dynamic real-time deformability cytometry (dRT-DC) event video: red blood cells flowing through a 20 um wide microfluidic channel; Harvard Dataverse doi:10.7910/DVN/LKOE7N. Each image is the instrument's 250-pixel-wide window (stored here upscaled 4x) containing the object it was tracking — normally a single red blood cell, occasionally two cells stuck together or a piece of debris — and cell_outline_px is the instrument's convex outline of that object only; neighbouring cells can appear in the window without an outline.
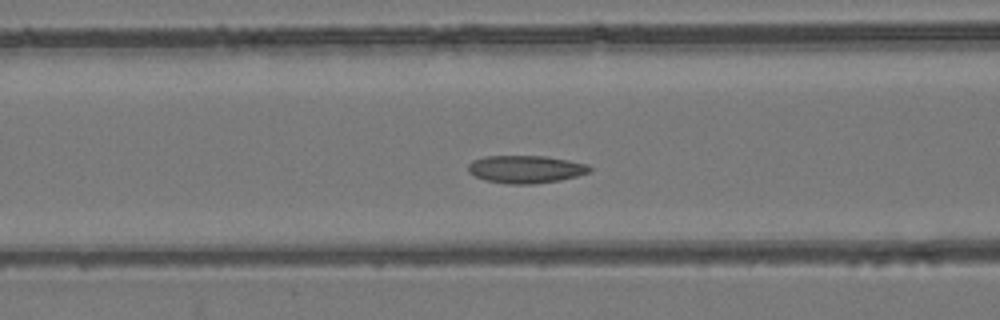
{"species": "common noctule bat (a hibernating species)", "species_latin": "Nyctalus noctula", "temperature_condition": "room temperature", "stored_images_in_passage": 43, "camera_frame_rate_fps": 3000, "um_per_image_px": 0.085, "animal": {"sex": "female", "body_mass_g": 24.6, "forearm_length_mm": 56.2}, "frame": {"image": 1, "passage_image": 20, "time_ms": 6.333, "image_size_px": [1000, 320], "cell_outline_px": [[592, 172], [560, 180], [532, 184], [508, 184], [484, 180], [468, 172], [468, 164], [472, 160], [484, 156], [544, 156], [568, 160], [588, 164], [592, 168]], "centroid_in_image_um": [44.69, 14.38], "position_along_channel_um": 121.9, "area_um2": 19.71}}
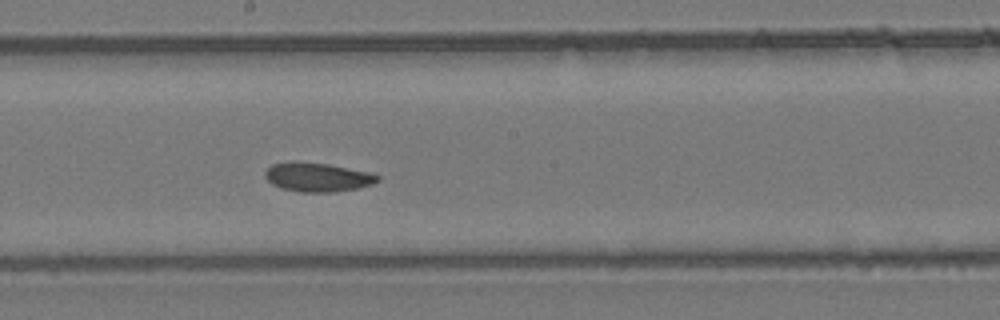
{"frame": {"image": 2, "passage_image": 28, "time_ms": 9.0, "image_size_px": [1000, 320], "cell_outline_px": [[380, 180], [372, 184], [356, 188], [332, 192], [296, 192], [280, 188], [272, 184], [264, 176], [264, 172], [272, 164], [328, 164], [368, 172], [380, 176]], "centroid_in_image_um": [27.01, 15.1], "position_along_channel_um": 221.2, "area_um2": 18.32}}
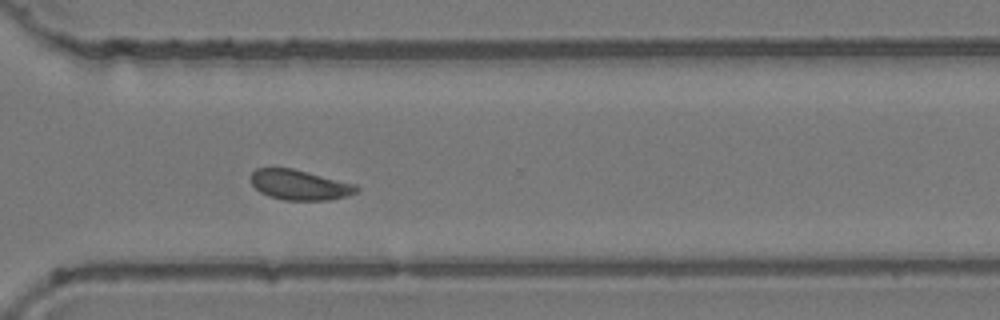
{"frame": {"image": 3, "passage_image": 38, "time_ms": 12.333, "image_size_px": [1000, 320], "cell_outline_px": [[360, 188], [356, 192], [348, 196], [328, 200], [284, 200], [268, 196], [260, 192], [252, 184], [252, 172], [256, 168], [292, 168], [356, 184]], "centroid_in_image_um": [25.49, 15.72], "position_along_channel_um": 345.1, "area_um2": 18.5}, "authors_computed_cell_mechanics": {"area_um2": 19.363, "velocity_mm_per_s": 3.7184, "shape_relaxation_time_tau1_ms": 9.5208, "shape_relaxation_time_tau2_ms": 3.4288, "deformation_change_tau1": 0.171, "deformation_change_tau2": 0.0589}}